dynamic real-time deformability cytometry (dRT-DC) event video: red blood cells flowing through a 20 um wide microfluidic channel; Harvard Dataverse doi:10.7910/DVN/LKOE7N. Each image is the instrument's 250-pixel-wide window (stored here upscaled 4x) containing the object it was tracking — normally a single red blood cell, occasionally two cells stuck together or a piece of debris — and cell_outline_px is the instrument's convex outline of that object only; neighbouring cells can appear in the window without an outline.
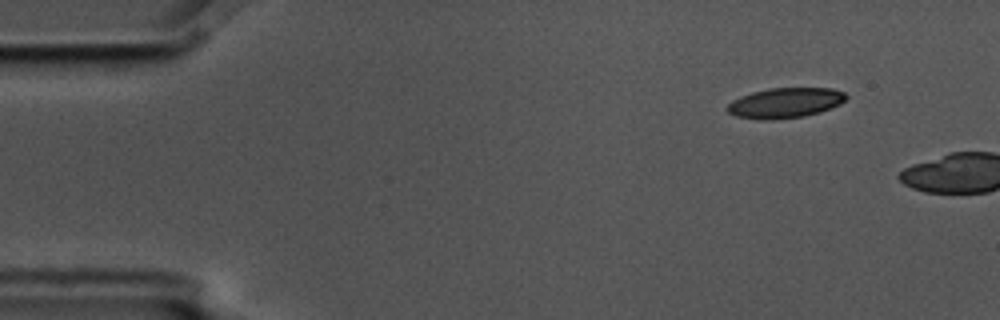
{"species": "common noctule bat (a hibernating species)", "species_latin": "Nyctalus noctula", "temperature_condition": "cold", "stored_images_in_passage": 2, "camera_frame_rate_fps": 3000, "um_per_image_px": 0.085, "animal": {"sex": "male", "body_mass_g": 17.5, "forearm_length_mm": 52.3}, "frame": {"image": 1, "passage_image": 1, "time_ms": 0.0, "image_size_px": [1000, 320], "cell_outline_px": [[848, 96], [840, 104], [820, 112], [804, 116], [776, 120], [764, 120], [736, 116], [728, 112], [724, 108], [732, 100], [740, 96], [752, 92], [768, 88], [832, 88], [844, 92]], "centroid_in_image_um": [66.71, 8.74], "position_along_channel_um": 18.3, "area_um2": 21.04}}